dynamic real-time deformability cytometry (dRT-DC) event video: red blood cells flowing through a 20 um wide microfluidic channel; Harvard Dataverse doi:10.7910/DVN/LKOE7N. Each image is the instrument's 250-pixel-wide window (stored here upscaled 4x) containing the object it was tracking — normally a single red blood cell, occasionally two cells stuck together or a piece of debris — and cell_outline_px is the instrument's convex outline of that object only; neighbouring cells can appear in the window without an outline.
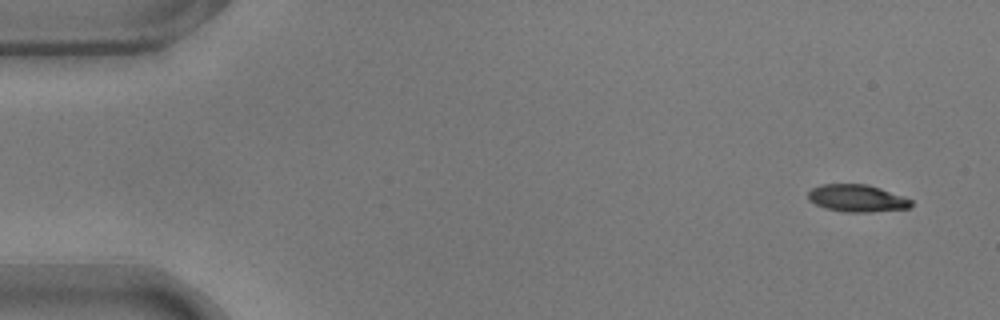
{"species": "common noctule bat (a hibernating species)", "species_latin": "Nyctalus noctula", "temperature_condition": "warm", "stored_images_in_passage": 12, "camera_frame_rate_fps": 3000, "um_per_image_px": 0.085, "animal": {"sex": "male", "body_mass_g": 17.9}, "frame": {"image": 1, "passage_image": 1, "time_ms": 0.0, "image_size_px": [1000, 320], "cell_outline_px": [[912, 204], [908, 208], [872, 212], [844, 212], [824, 208], [808, 200], [808, 192], [812, 188], [820, 184], [868, 184], [880, 188], [912, 200]], "centroid_in_image_um": [72.81, 16.85], "position_along_channel_um": 12.2, "area_um2": 16.36}}